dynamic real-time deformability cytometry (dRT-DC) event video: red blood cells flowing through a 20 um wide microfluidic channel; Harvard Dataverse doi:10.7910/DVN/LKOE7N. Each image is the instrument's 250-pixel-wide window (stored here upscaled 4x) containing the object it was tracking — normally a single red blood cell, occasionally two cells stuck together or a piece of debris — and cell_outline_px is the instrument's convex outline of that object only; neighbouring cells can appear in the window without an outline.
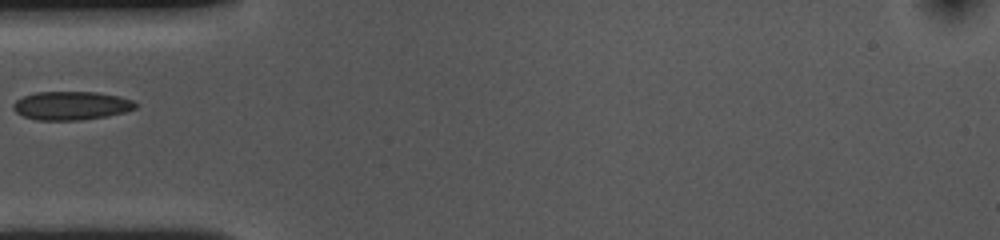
{"species": "common noctule bat (a hibernating species)", "species_latin": "Nyctalus noctula", "temperature_condition": "cold", "stored_images_in_passage": 39, "camera_frame_rate_fps": 3000, "um_per_image_px": 0.085, "animal": {"sex": "female", "body_mass_g": 10.0, "forearm_length_mm": 53.1}, "frame": {"image": 1, "passage_image": 1, "time_ms": 0.0, "image_size_px": [1000, 240], "cell_outline_px": [[136, 108], [124, 112], [108, 116], [80, 120], [36, 120], [24, 116], [16, 112], [12, 108], [12, 104], [16, 100], [24, 96], [36, 92], [96, 92], [120, 96], [132, 100], [136, 104]], "centroid_in_image_um": [6.05, 8.98], "position_along_channel_um": 79.0, "area_um2": 20.35}}
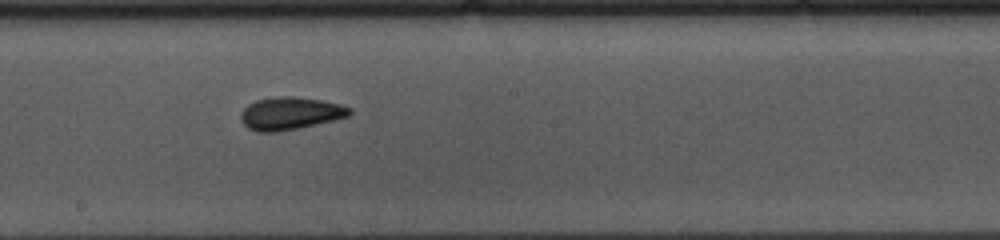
{"frame": {"image": 2, "passage_image": 13, "time_ms": 4.0, "image_size_px": [1000, 240], "cell_outline_px": [[352, 112], [348, 116], [300, 128], [276, 132], [256, 132], [248, 128], [240, 120], [240, 112], [248, 104], [256, 100], [272, 96], [296, 96], [320, 100], [340, 104], [352, 108]], "centroid_in_image_um": [24.63, 9.63], "position_along_channel_um": 223.6, "area_um2": 20.87}}
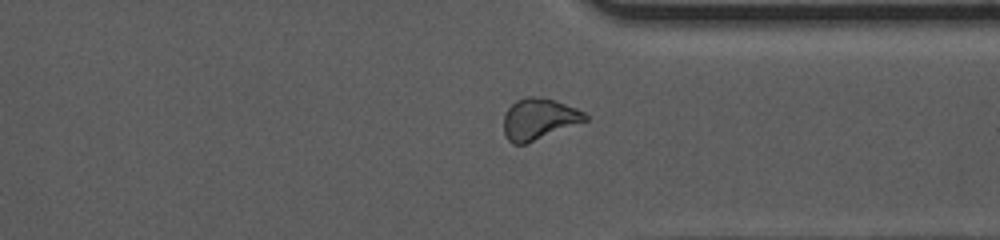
{"frame": {"image": 3, "passage_image": 25, "time_ms": 8.0, "image_size_px": [1000, 240], "cell_outline_px": [[588, 120], [524, 144], [512, 144], [508, 140], [504, 132], [504, 116], [508, 108], [516, 100], [528, 96], [536, 96], [552, 100], [576, 108], [584, 112], [588, 116]], "centroid_in_image_um": [45.79, 10.11], "position_along_channel_um": 365.6, "area_um2": 19.25}}